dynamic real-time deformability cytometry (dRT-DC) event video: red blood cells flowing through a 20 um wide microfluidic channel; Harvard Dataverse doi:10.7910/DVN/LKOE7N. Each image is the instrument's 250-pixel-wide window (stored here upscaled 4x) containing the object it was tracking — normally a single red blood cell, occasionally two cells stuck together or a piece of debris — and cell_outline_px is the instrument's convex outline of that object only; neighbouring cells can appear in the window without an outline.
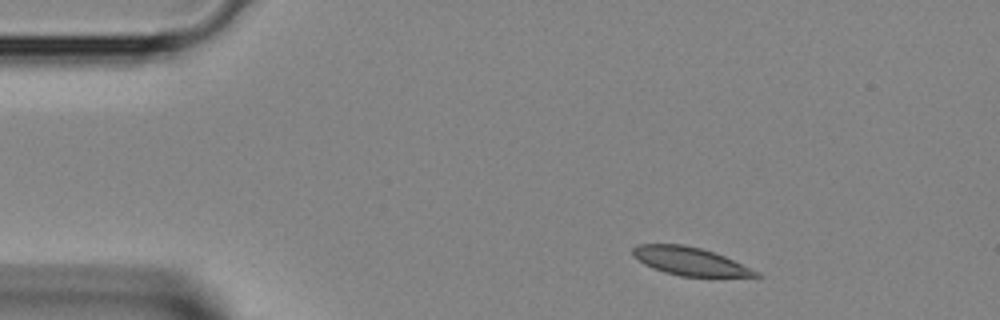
{"species": "Egyptian fruit bat (a non-hibernating species)", "species_latin": "Rousettus aegyptiacus", "temperature_condition": "room temperature", "stored_images_in_passage": 2, "camera_frame_rate_fps": 3000, "um_per_image_px": 0.085, "animal": {"sex": "female"}, "frame": {"image": 1, "passage_image": 1, "time_ms": 0.0, "image_size_px": [1000, 320], "cell_outline_px": [[764, 276], [680, 276], [664, 272], [652, 268], [644, 264], [632, 256], [632, 248], [636, 244], [684, 244], [700, 248], [724, 256], [760, 272]], "centroid_in_image_um": [58.59, 22.2], "position_along_channel_um": 26.4, "area_um2": 20.06}}